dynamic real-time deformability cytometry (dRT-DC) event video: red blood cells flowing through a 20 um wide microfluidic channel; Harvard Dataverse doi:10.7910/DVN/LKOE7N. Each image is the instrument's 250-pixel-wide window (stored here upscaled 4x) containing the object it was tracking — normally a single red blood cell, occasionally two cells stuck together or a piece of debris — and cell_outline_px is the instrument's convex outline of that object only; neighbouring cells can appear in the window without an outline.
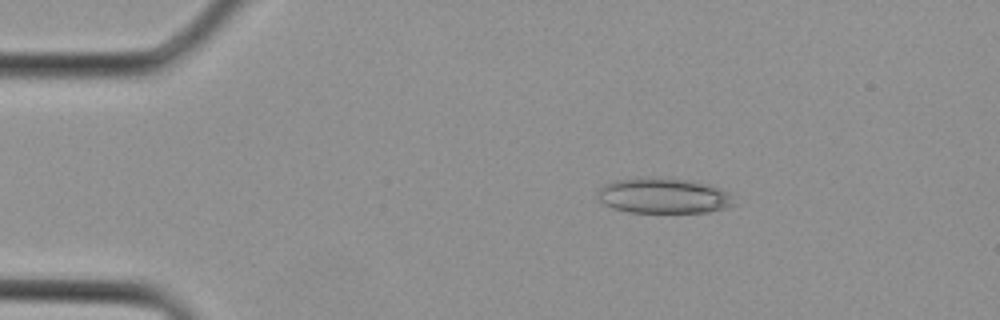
{"species": "Egyptian fruit bat (a non-hibernating species)", "species_latin": "Rousettus aegyptiacus", "temperature_condition": "cold", "stored_images_in_passage": 3, "camera_frame_rate_fps": 3000, "um_per_image_px": 0.085, "animal": {"sex": "female"}, "frame": {"image": 1, "passage_image": 2, "time_ms": 0.333, "image_size_px": [1000, 320], "cell_outline_px": [[736, 204], [724, 208], [708, 212], [628, 212], [612, 208], [604, 204], [600, 200], [596, 192], [604, 184], [616, 180], [640, 176], [656, 176], [688, 180], [708, 184], [728, 192], [732, 196]], "centroid_in_image_um": [56.37, 16.62], "position_along_channel_um": 28.6, "area_um2": 28.5}}